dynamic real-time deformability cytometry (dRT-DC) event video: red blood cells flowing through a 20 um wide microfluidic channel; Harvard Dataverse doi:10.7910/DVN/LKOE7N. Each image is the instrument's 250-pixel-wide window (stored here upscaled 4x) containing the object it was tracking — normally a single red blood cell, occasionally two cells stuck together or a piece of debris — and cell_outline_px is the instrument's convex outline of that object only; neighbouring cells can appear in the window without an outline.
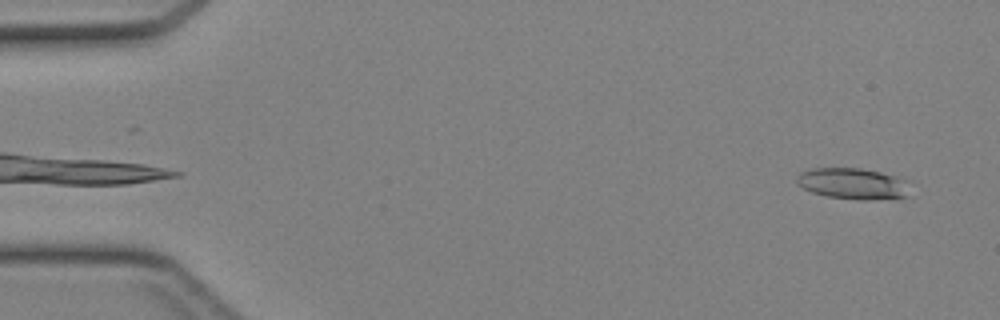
{"species": "Egyptian fruit bat (a non-hibernating species)", "species_latin": "Rousettus aegyptiacus", "temperature_condition": "cold", "stored_images_in_passage": 44, "camera_frame_rate_fps": 3000, "um_per_image_px": 0.085, "animal": {"sex": "female"}, "frame": {"image": 1, "passage_image": 2, "time_ms": 0.333, "image_size_px": [1000, 320], "cell_outline_px": [[912, 180], [908, 196], [872, 200], [860, 200], [828, 196], [812, 192], [804, 188], [796, 180], [796, 176], [800, 172], [812, 168], [860, 168], [880, 172]], "centroid_in_image_um": [72.58, 15.6], "position_along_channel_um": 12.4, "area_um2": 20.81}}
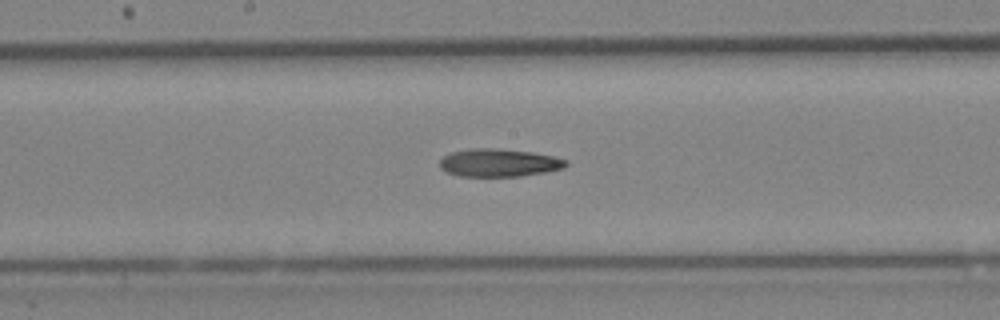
{"frame": {"image": 2, "passage_image": 23, "time_ms": 7.333, "image_size_px": [1000, 320], "cell_outline_px": [[568, 164], [564, 168], [544, 172], [520, 176], [460, 176], [444, 172], [440, 168], [440, 160], [444, 156], [452, 152], [472, 148], [496, 148], [532, 152], [552, 156], [568, 160]], "centroid_in_image_um": [42.4, 13.83], "position_along_channel_um": 205.8, "area_um2": 20.52}}
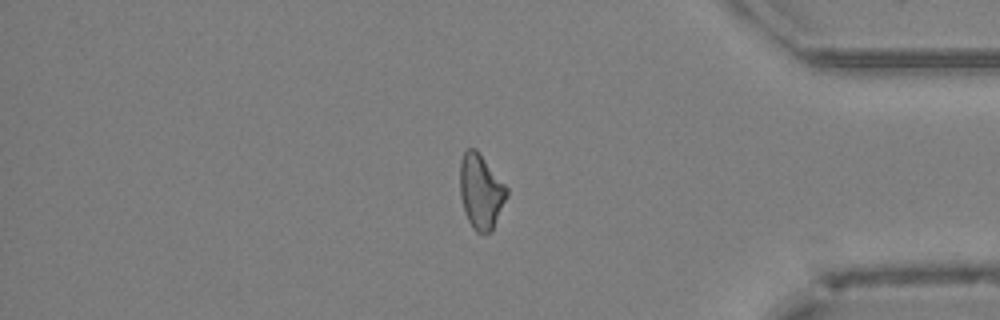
{"frame": {"image": 3, "passage_image": 37, "time_ms": 12.0, "image_size_px": [1000, 320], "cell_outline_px": [[508, 196], [492, 232], [476, 232], [472, 228], [468, 220], [460, 196], [460, 160], [464, 152], [468, 148], [476, 148], [508, 188]], "centroid_in_image_um": [40.88, 16.27], "position_along_channel_um": 394.3, "area_um2": 20.46}}